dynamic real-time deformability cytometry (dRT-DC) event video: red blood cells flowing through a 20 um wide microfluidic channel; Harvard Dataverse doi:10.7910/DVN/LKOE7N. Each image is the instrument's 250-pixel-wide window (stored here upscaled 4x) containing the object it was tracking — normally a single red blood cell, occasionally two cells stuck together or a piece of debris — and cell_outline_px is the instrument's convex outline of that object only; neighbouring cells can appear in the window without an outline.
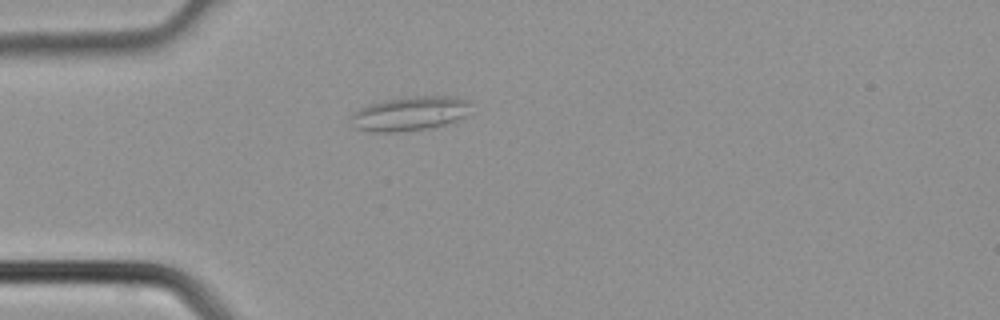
{"species": "common noctule bat (a hibernating species)", "species_latin": "Nyctalus noctula", "temperature_condition": "cold", "stored_images_in_passage": 3, "camera_frame_rate_fps": 3000, "um_per_image_px": 0.085, "animal": {"sex": "male", "body_mass_g": 21.5, "forearm_length_mm": 52.0}, "frame": {"image": 1, "passage_image": 3, "time_ms": 0.667, "image_size_px": [1000, 320], "cell_outline_px": [[472, 100], [464, 116], [456, 120], [444, 124], [424, 128], [396, 132], [372, 132], [356, 128], [352, 116], [352, 112], [368, 104], [384, 100], [416, 96], [452, 96]], "centroid_in_image_um": [34.83, 9.63], "position_along_channel_um": 50.2, "area_um2": 23.52}}